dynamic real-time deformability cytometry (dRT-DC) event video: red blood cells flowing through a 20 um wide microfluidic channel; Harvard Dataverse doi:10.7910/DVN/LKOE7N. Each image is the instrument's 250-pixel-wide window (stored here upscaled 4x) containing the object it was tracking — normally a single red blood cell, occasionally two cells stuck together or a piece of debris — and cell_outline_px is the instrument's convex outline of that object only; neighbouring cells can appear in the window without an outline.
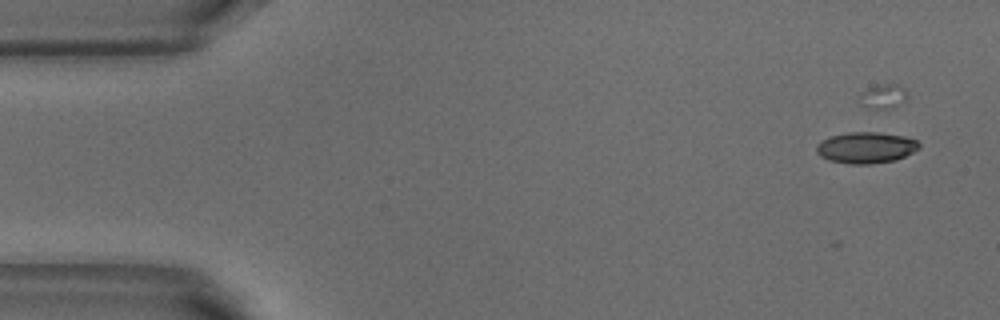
{"species": "common noctule bat (a hibernating species)", "species_latin": "Nyctalus noctula", "temperature_condition": "warm", "stored_images_in_passage": 8, "camera_frame_rate_fps": 3000, "um_per_image_px": 0.085, "animal": {"sex": "male", "body_mass_g": 18.8}, "frame": {"image": 1, "passage_image": 2, "time_ms": 0.333, "image_size_px": [1000, 320], "cell_outline_px": [[920, 148], [896, 160], [868, 164], [848, 164], [828, 160], [820, 156], [816, 152], [816, 144], [832, 136], [848, 132], [876, 132], [904, 136], [916, 140], [920, 144]], "centroid_in_image_um": [73.6, 12.55], "position_along_channel_um": 11.4, "area_um2": 18.61}}